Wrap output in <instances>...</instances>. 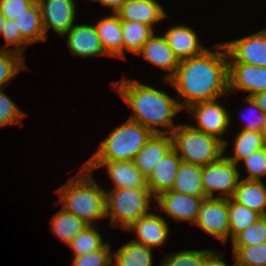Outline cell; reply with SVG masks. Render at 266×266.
Masks as SVG:
<instances>
[{"instance_id": "1", "label": "cell", "mask_w": 266, "mask_h": 266, "mask_svg": "<svg viewBox=\"0 0 266 266\" xmlns=\"http://www.w3.org/2000/svg\"><path fill=\"white\" fill-rule=\"evenodd\" d=\"M216 46L219 51L207 49L199 56L180 60L174 75L166 80L184 99V103H180L182 110L229 93V59L223 43Z\"/></svg>"}, {"instance_id": "10", "label": "cell", "mask_w": 266, "mask_h": 266, "mask_svg": "<svg viewBox=\"0 0 266 266\" xmlns=\"http://www.w3.org/2000/svg\"><path fill=\"white\" fill-rule=\"evenodd\" d=\"M223 45L230 59L228 62L266 67V29Z\"/></svg>"}, {"instance_id": "17", "label": "cell", "mask_w": 266, "mask_h": 266, "mask_svg": "<svg viewBox=\"0 0 266 266\" xmlns=\"http://www.w3.org/2000/svg\"><path fill=\"white\" fill-rule=\"evenodd\" d=\"M127 230L135 231L138 236L137 239L132 241L154 248L165 243L169 227L165 219L149 212L140 217Z\"/></svg>"}, {"instance_id": "7", "label": "cell", "mask_w": 266, "mask_h": 266, "mask_svg": "<svg viewBox=\"0 0 266 266\" xmlns=\"http://www.w3.org/2000/svg\"><path fill=\"white\" fill-rule=\"evenodd\" d=\"M202 185L207 198L233 197L240 180L237 165L223 155L216 161L201 167ZM214 191H219L221 196L214 197Z\"/></svg>"}, {"instance_id": "8", "label": "cell", "mask_w": 266, "mask_h": 266, "mask_svg": "<svg viewBox=\"0 0 266 266\" xmlns=\"http://www.w3.org/2000/svg\"><path fill=\"white\" fill-rule=\"evenodd\" d=\"M219 99L197 102L188 107L189 113H192L194 119L197 120L198 127L193 128L200 130L206 134L212 135L221 139L224 142V149L228 145L226 140H223L220 135L227 131L230 124L229 112L225 107L218 104Z\"/></svg>"}, {"instance_id": "16", "label": "cell", "mask_w": 266, "mask_h": 266, "mask_svg": "<svg viewBox=\"0 0 266 266\" xmlns=\"http://www.w3.org/2000/svg\"><path fill=\"white\" fill-rule=\"evenodd\" d=\"M67 46L72 56L107 55L93 25H73L68 32Z\"/></svg>"}, {"instance_id": "22", "label": "cell", "mask_w": 266, "mask_h": 266, "mask_svg": "<svg viewBox=\"0 0 266 266\" xmlns=\"http://www.w3.org/2000/svg\"><path fill=\"white\" fill-rule=\"evenodd\" d=\"M94 27L107 56L123 58L122 27L118 15L107 16Z\"/></svg>"}, {"instance_id": "2", "label": "cell", "mask_w": 266, "mask_h": 266, "mask_svg": "<svg viewBox=\"0 0 266 266\" xmlns=\"http://www.w3.org/2000/svg\"><path fill=\"white\" fill-rule=\"evenodd\" d=\"M116 83L115 90L133 110L134 115L129 117L130 120L140 123L153 134L168 135L177 127L173 123V118L182 110L180 102L165 92L132 79L124 78ZM156 126L167 128L163 131Z\"/></svg>"}, {"instance_id": "26", "label": "cell", "mask_w": 266, "mask_h": 266, "mask_svg": "<svg viewBox=\"0 0 266 266\" xmlns=\"http://www.w3.org/2000/svg\"><path fill=\"white\" fill-rule=\"evenodd\" d=\"M152 250L131 240L112 253V261L114 257L115 266H152Z\"/></svg>"}, {"instance_id": "30", "label": "cell", "mask_w": 266, "mask_h": 266, "mask_svg": "<svg viewBox=\"0 0 266 266\" xmlns=\"http://www.w3.org/2000/svg\"><path fill=\"white\" fill-rule=\"evenodd\" d=\"M233 145L234 156L228 158L236 165L250 154L266 146L262 132L243 129L238 132Z\"/></svg>"}, {"instance_id": "39", "label": "cell", "mask_w": 266, "mask_h": 266, "mask_svg": "<svg viewBox=\"0 0 266 266\" xmlns=\"http://www.w3.org/2000/svg\"><path fill=\"white\" fill-rule=\"evenodd\" d=\"M0 89V128L8 124H21L26 115L18 106Z\"/></svg>"}, {"instance_id": "13", "label": "cell", "mask_w": 266, "mask_h": 266, "mask_svg": "<svg viewBox=\"0 0 266 266\" xmlns=\"http://www.w3.org/2000/svg\"><path fill=\"white\" fill-rule=\"evenodd\" d=\"M105 166L115 184L114 189L148 188L147 179L135 166L134 161H86L83 167L89 172L95 168Z\"/></svg>"}, {"instance_id": "18", "label": "cell", "mask_w": 266, "mask_h": 266, "mask_svg": "<svg viewBox=\"0 0 266 266\" xmlns=\"http://www.w3.org/2000/svg\"><path fill=\"white\" fill-rule=\"evenodd\" d=\"M173 148L171 135L153 134L134 159L135 166L148 179L157 163Z\"/></svg>"}, {"instance_id": "36", "label": "cell", "mask_w": 266, "mask_h": 266, "mask_svg": "<svg viewBox=\"0 0 266 266\" xmlns=\"http://www.w3.org/2000/svg\"><path fill=\"white\" fill-rule=\"evenodd\" d=\"M0 34L6 41L5 47H0V50H10L24 56L23 51L26 49L27 44L29 45L30 43L22 36L20 29L15 24V20H5ZM11 45L15 46L14 49L8 48Z\"/></svg>"}, {"instance_id": "25", "label": "cell", "mask_w": 266, "mask_h": 266, "mask_svg": "<svg viewBox=\"0 0 266 266\" xmlns=\"http://www.w3.org/2000/svg\"><path fill=\"white\" fill-rule=\"evenodd\" d=\"M15 24L30 44L47 39L42 26L41 8L37 0L23 14L15 18Z\"/></svg>"}, {"instance_id": "28", "label": "cell", "mask_w": 266, "mask_h": 266, "mask_svg": "<svg viewBox=\"0 0 266 266\" xmlns=\"http://www.w3.org/2000/svg\"><path fill=\"white\" fill-rule=\"evenodd\" d=\"M51 221V231L65 244H69L76 235L88 226L83 220L63 209L54 214Z\"/></svg>"}, {"instance_id": "23", "label": "cell", "mask_w": 266, "mask_h": 266, "mask_svg": "<svg viewBox=\"0 0 266 266\" xmlns=\"http://www.w3.org/2000/svg\"><path fill=\"white\" fill-rule=\"evenodd\" d=\"M232 198L239 204L266 216V187L262 181L239 180Z\"/></svg>"}, {"instance_id": "34", "label": "cell", "mask_w": 266, "mask_h": 266, "mask_svg": "<svg viewBox=\"0 0 266 266\" xmlns=\"http://www.w3.org/2000/svg\"><path fill=\"white\" fill-rule=\"evenodd\" d=\"M266 242V216L260 217L251 226L239 233L233 240V247H248Z\"/></svg>"}, {"instance_id": "40", "label": "cell", "mask_w": 266, "mask_h": 266, "mask_svg": "<svg viewBox=\"0 0 266 266\" xmlns=\"http://www.w3.org/2000/svg\"><path fill=\"white\" fill-rule=\"evenodd\" d=\"M36 0H0V10L6 20H15Z\"/></svg>"}, {"instance_id": "43", "label": "cell", "mask_w": 266, "mask_h": 266, "mask_svg": "<svg viewBox=\"0 0 266 266\" xmlns=\"http://www.w3.org/2000/svg\"><path fill=\"white\" fill-rule=\"evenodd\" d=\"M251 98L256 102L257 106L266 115V91L254 93Z\"/></svg>"}, {"instance_id": "12", "label": "cell", "mask_w": 266, "mask_h": 266, "mask_svg": "<svg viewBox=\"0 0 266 266\" xmlns=\"http://www.w3.org/2000/svg\"><path fill=\"white\" fill-rule=\"evenodd\" d=\"M207 197H197L189 194H182L173 190L161 193L155 200L160 210L177 221H190L195 223L202 202Z\"/></svg>"}, {"instance_id": "45", "label": "cell", "mask_w": 266, "mask_h": 266, "mask_svg": "<svg viewBox=\"0 0 266 266\" xmlns=\"http://www.w3.org/2000/svg\"><path fill=\"white\" fill-rule=\"evenodd\" d=\"M5 17L3 16V14L1 13V10H0V32H1V30H2V27H3V25H4V23H5Z\"/></svg>"}, {"instance_id": "32", "label": "cell", "mask_w": 266, "mask_h": 266, "mask_svg": "<svg viewBox=\"0 0 266 266\" xmlns=\"http://www.w3.org/2000/svg\"><path fill=\"white\" fill-rule=\"evenodd\" d=\"M25 57L10 50H0V89L8 84L21 70H27ZM22 68V69H21Z\"/></svg>"}, {"instance_id": "38", "label": "cell", "mask_w": 266, "mask_h": 266, "mask_svg": "<svg viewBox=\"0 0 266 266\" xmlns=\"http://www.w3.org/2000/svg\"><path fill=\"white\" fill-rule=\"evenodd\" d=\"M73 266H111L112 253L109 243H106L101 249L88 254L73 256Z\"/></svg>"}, {"instance_id": "5", "label": "cell", "mask_w": 266, "mask_h": 266, "mask_svg": "<svg viewBox=\"0 0 266 266\" xmlns=\"http://www.w3.org/2000/svg\"><path fill=\"white\" fill-rule=\"evenodd\" d=\"M152 135L149 129L128 119L100 143L88 161H134Z\"/></svg>"}, {"instance_id": "42", "label": "cell", "mask_w": 266, "mask_h": 266, "mask_svg": "<svg viewBox=\"0 0 266 266\" xmlns=\"http://www.w3.org/2000/svg\"><path fill=\"white\" fill-rule=\"evenodd\" d=\"M203 266H227L220 256V253H215L214 251L204 260ZM235 266V262L233 264Z\"/></svg>"}, {"instance_id": "6", "label": "cell", "mask_w": 266, "mask_h": 266, "mask_svg": "<svg viewBox=\"0 0 266 266\" xmlns=\"http://www.w3.org/2000/svg\"><path fill=\"white\" fill-rule=\"evenodd\" d=\"M149 188H121L106 191V217L110 216V226L129 228L140 217L148 214L151 198ZM120 226H119V225Z\"/></svg>"}, {"instance_id": "37", "label": "cell", "mask_w": 266, "mask_h": 266, "mask_svg": "<svg viewBox=\"0 0 266 266\" xmlns=\"http://www.w3.org/2000/svg\"><path fill=\"white\" fill-rule=\"evenodd\" d=\"M249 174L244 180L261 181L266 176V146L243 159Z\"/></svg>"}, {"instance_id": "41", "label": "cell", "mask_w": 266, "mask_h": 266, "mask_svg": "<svg viewBox=\"0 0 266 266\" xmlns=\"http://www.w3.org/2000/svg\"><path fill=\"white\" fill-rule=\"evenodd\" d=\"M245 100L246 102H248L250 106L254 108L253 110H251L252 111L251 114L254 115V112L256 110L259 115L258 116L255 115L254 119L252 118L251 115H249L248 118L246 119L248 122L243 127V130H252V131L262 132L266 124V115L257 106L256 102L251 98V96H246Z\"/></svg>"}, {"instance_id": "15", "label": "cell", "mask_w": 266, "mask_h": 266, "mask_svg": "<svg viewBox=\"0 0 266 266\" xmlns=\"http://www.w3.org/2000/svg\"><path fill=\"white\" fill-rule=\"evenodd\" d=\"M137 55H142V58L151 62L154 66H158L164 71H168L164 75L165 80H169L180 63V60L175 55L173 49L168 45L164 36L153 35L143 45Z\"/></svg>"}, {"instance_id": "21", "label": "cell", "mask_w": 266, "mask_h": 266, "mask_svg": "<svg viewBox=\"0 0 266 266\" xmlns=\"http://www.w3.org/2000/svg\"><path fill=\"white\" fill-rule=\"evenodd\" d=\"M116 14L120 20L137 21L152 28L153 24L169 17L156 0H126Z\"/></svg>"}, {"instance_id": "11", "label": "cell", "mask_w": 266, "mask_h": 266, "mask_svg": "<svg viewBox=\"0 0 266 266\" xmlns=\"http://www.w3.org/2000/svg\"><path fill=\"white\" fill-rule=\"evenodd\" d=\"M41 8L42 26L47 38V32L52 28L59 35L74 25L75 3L73 0H37Z\"/></svg>"}, {"instance_id": "24", "label": "cell", "mask_w": 266, "mask_h": 266, "mask_svg": "<svg viewBox=\"0 0 266 266\" xmlns=\"http://www.w3.org/2000/svg\"><path fill=\"white\" fill-rule=\"evenodd\" d=\"M171 190L197 197H206L202 185L201 166L182 162Z\"/></svg>"}, {"instance_id": "4", "label": "cell", "mask_w": 266, "mask_h": 266, "mask_svg": "<svg viewBox=\"0 0 266 266\" xmlns=\"http://www.w3.org/2000/svg\"><path fill=\"white\" fill-rule=\"evenodd\" d=\"M170 135L173 149L184 163L202 167L218 160L225 152L221 139L201 132L189 124L178 125Z\"/></svg>"}, {"instance_id": "46", "label": "cell", "mask_w": 266, "mask_h": 266, "mask_svg": "<svg viewBox=\"0 0 266 266\" xmlns=\"http://www.w3.org/2000/svg\"><path fill=\"white\" fill-rule=\"evenodd\" d=\"M262 133L264 135V141H265V144H266V124L264 126V129H263Z\"/></svg>"}, {"instance_id": "29", "label": "cell", "mask_w": 266, "mask_h": 266, "mask_svg": "<svg viewBox=\"0 0 266 266\" xmlns=\"http://www.w3.org/2000/svg\"><path fill=\"white\" fill-rule=\"evenodd\" d=\"M228 212H229V235L231 241L246 228L256 222L261 214L255 210L239 204L232 197L228 199Z\"/></svg>"}, {"instance_id": "9", "label": "cell", "mask_w": 266, "mask_h": 266, "mask_svg": "<svg viewBox=\"0 0 266 266\" xmlns=\"http://www.w3.org/2000/svg\"><path fill=\"white\" fill-rule=\"evenodd\" d=\"M195 224L222 243H225L229 237L228 199H204Z\"/></svg>"}, {"instance_id": "14", "label": "cell", "mask_w": 266, "mask_h": 266, "mask_svg": "<svg viewBox=\"0 0 266 266\" xmlns=\"http://www.w3.org/2000/svg\"><path fill=\"white\" fill-rule=\"evenodd\" d=\"M228 79L229 92L243 90L250 93L248 96H252L266 91V67L228 62Z\"/></svg>"}, {"instance_id": "20", "label": "cell", "mask_w": 266, "mask_h": 266, "mask_svg": "<svg viewBox=\"0 0 266 266\" xmlns=\"http://www.w3.org/2000/svg\"><path fill=\"white\" fill-rule=\"evenodd\" d=\"M164 37L179 60L199 56L207 50L200 44L196 32L186 25L171 27Z\"/></svg>"}, {"instance_id": "31", "label": "cell", "mask_w": 266, "mask_h": 266, "mask_svg": "<svg viewBox=\"0 0 266 266\" xmlns=\"http://www.w3.org/2000/svg\"><path fill=\"white\" fill-rule=\"evenodd\" d=\"M105 244L100 233L92 225H88L67 245L73 250L74 256H80L97 251Z\"/></svg>"}, {"instance_id": "3", "label": "cell", "mask_w": 266, "mask_h": 266, "mask_svg": "<svg viewBox=\"0 0 266 266\" xmlns=\"http://www.w3.org/2000/svg\"><path fill=\"white\" fill-rule=\"evenodd\" d=\"M79 174L56 190L60 197L58 204L66 212L91 225L94 220L106 218V191L100 188L92 178V173L83 166Z\"/></svg>"}, {"instance_id": "33", "label": "cell", "mask_w": 266, "mask_h": 266, "mask_svg": "<svg viewBox=\"0 0 266 266\" xmlns=\"http://www.w3.org/2000/svg\"><path fill=\"white\" fill-rule=\"evenodd\" d=\"M235 266H266V242L248 247H233Z\"/></svg>"}, {"instance_id": "44", "label": "cell", "mask_w": 266, "mask_h": 266, "mask_svg": "<svg viewBox=\"0 0 266 266\" xmlns=\"http://www.w3.org/2000/svg\"><path fill=\"white\" fill-rule=\"evenodd\" d=\"M102 4L103 6L112 7L113 12L116 13L126 0H94Z\"/></svg>"}, {"instance_id": "19", "label": "cell", "mask_w": 266, "mask_h": 266, "mask_svg": "<svg viewBox=\"0 0 266 266\" xmlns=\"http://www.w3.org/2000/svg\"><path fill=\"white\" fill-rule=\"evenodd\" d=\"M181 163V158L172 148L153 168L147 179V186L154 196L153 200L161 193L171 190Z\"/></svg>"}, {"instance_id": "35", "label": "cell", "mask_w": 266, "mask_h": 266, "mask_svg": "<svg viewBox=\"0 0 266 266\" xmlns=\"http://www.w3.org/2000/svg\"><path fill=\"white\" fill-rule=\"evenodd\" d=\"M213 250H182L166 256L160 266H203L204 260Z\"/></svg>"}, {"instance_id": "27", "label": "cell", "mask_w": 266, "mask_h": 266, "mask_svg": "<svg viewBox=\"0 0 266 266\" xmlns=\"http://www.w3.org/2000/svg\"><path fill=\"white\" fill-rule=\"evenodd\" d=\"M121 27L124 59L125 49L137 54L154 33L152 27L137 21L121 20Z\"/></svg>"}]
</instances>
